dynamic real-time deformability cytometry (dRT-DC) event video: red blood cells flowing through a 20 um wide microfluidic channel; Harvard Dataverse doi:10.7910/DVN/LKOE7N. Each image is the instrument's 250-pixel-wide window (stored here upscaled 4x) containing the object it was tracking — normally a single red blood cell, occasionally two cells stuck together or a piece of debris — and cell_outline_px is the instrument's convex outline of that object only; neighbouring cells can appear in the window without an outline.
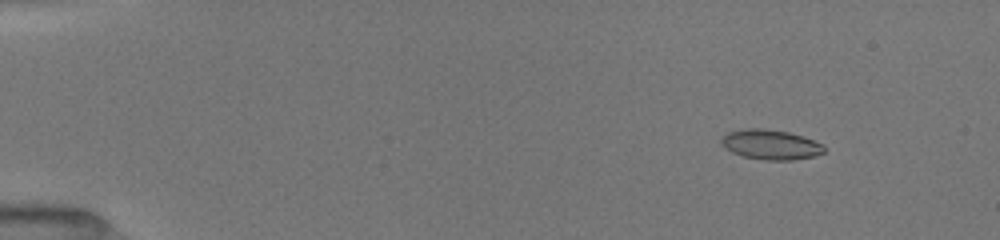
{"species": "common noctule bat (a hibernating species)", "species_latin": "Nyctalus noctula", "temperature_condition": "room temperature", "stored_images_in_passage": 52, "camera_frame_rate_fps": 3000, "um_per_image_px": 0.085, "animal": {"sex": "female", "body_mass_g": 19.5, "forearm_length_mm": 54.1}, "frame": {"image": 1, "passage_image": 7, "time_ms": 2.0, "image_size_px": [1000, 240], "cell_outline_px": [[824, 152], [816, 156], [792, 160], [768, 160], [744, 156], [732, 152], [720, 140], [728, 132], [744, 128], [764, 128], [788, 132], [824, 144]], "centroid_in_image_um": [65.54, 12.28], "position_along_channel_um": 19.5, "area_um2": 17.63}}
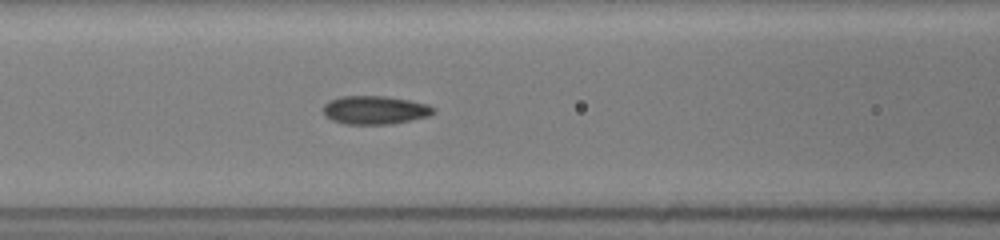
{"frame": {"image": 2, "passage_image": 24, "time_ms": 7.667, "image_size_px": [1000, 240], "cell_outline_px": [[436, 112], [428, 116], [392, 124], [344, 124], [332, 120], [324, 116], [324, 104], [328, 100], [340, 96], [384, 96], [408, 100], [428, 104], [436, 108]], "centroid_in_image_um": [31.86, 9.35], "position_along_channel_um": 134.7, "area_um2": 18.38}}
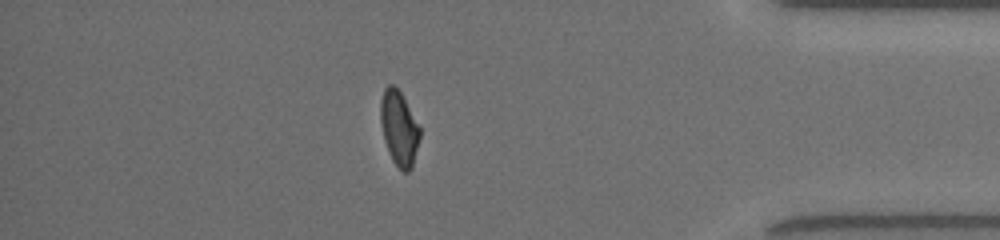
{"frame": {"image": 3, "passage_image": 46, "time_ms": 15.0, "image_size_px": [1000, 240], "cell_outline_px": [[420, 136], [412, 168], [408, 172], [404, 172], [392, 160], [384, 140], [380, 120], [380, 100], [384, 88], [388, 84], [392, 84], [400, 92], [420, 128]], "centroid_in_image_um": [33.9, 10.9], "position_along_channel_um": 401.3, "area_um2": 16.88}, "authors_computed_cell_mechanics": {"area_um2": 17.6001, "velocity_mm_per_s": 4.0545, "shape_relaxation_time_tau1_ms": 3.398, "shape_relaxation_time_tau2_ms": 1.462, "deformation_change_tau1": 0.1447, "deformation_change_tau2": 0.0758}}